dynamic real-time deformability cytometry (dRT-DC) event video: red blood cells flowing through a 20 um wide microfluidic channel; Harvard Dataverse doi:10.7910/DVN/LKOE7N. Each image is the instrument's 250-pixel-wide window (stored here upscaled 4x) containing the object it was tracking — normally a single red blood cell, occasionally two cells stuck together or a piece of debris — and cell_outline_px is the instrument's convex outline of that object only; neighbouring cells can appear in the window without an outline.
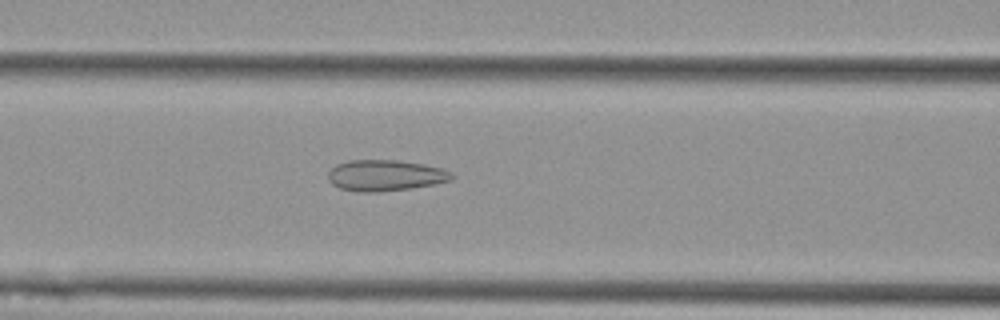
{"species": "Egyptian fruit bat (a non-hibernating species)", "species_latin": "Rousettus aegyptiacus", "temperature_condition": "cold", "stored_images_in_passage": 49, "camera_frame_rate_fps": 3000, "um_per_image_px": 0.085, "animal": {"sex": "female"}, "frame": {"image": 1, "passage_image": 16, "time_ms": 5.0, "image_size_px": [1000, 320], "cell_outline_px": [[456, 176], [452, 180], [436, 184], [412, 188], [376, 192], [360, 192], [340, 188], [332, 184], [328, 180], [328, 172], [336, 164], [348, 160], [396, 160], [424, 164], [444, 168], [452, 172]], "centroid_in_image_um": [32.79, 14.91], "position_along_channel_um": 133.8, "area_um2": 22.66}}
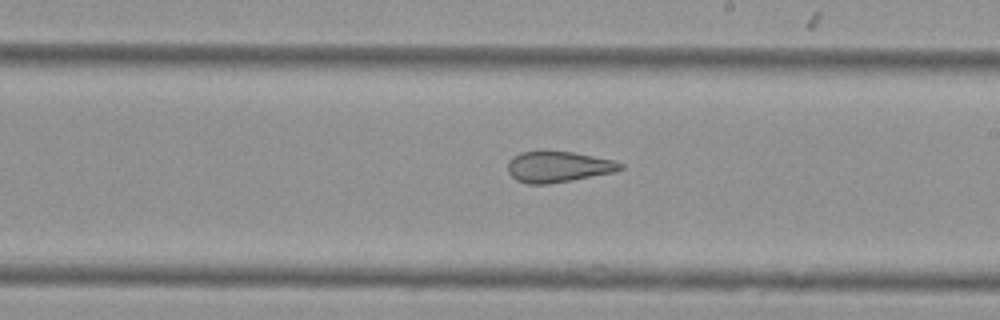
{"frame": {"image": 2, "passage_image": 25, "time_ms": 8.0, "image_size_px": [1000, 320], "cell_outline_px": [[624, 168], [616, 172], [572, 180], [548, 184], [528, 184], [516, 180], [508, 172], [508, 160], [512, 156], [520, 152], [544, 148], [572, 152], [616, 160], [624, 164]], "centroid_in_image_um": [47.44, 14.14], "position_along_channel_um": 241.6, "area_um2": 21.1}}
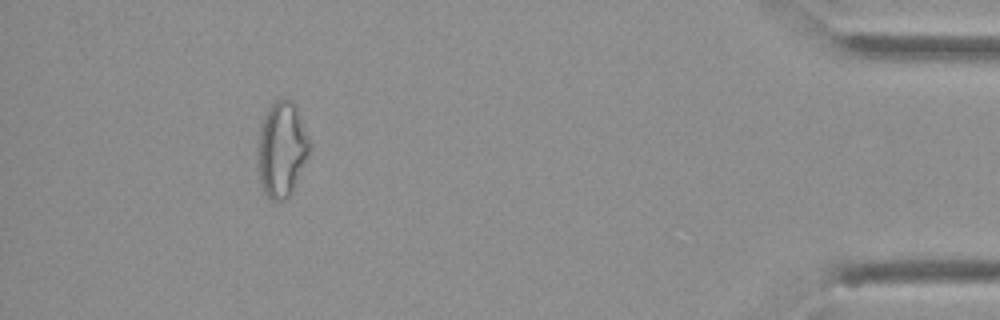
{"frame": {"image": 3, "passage_image": 44, "time_ms": 14.333, "image_size_px": [1000, 320], "cell_outline_px": [[312, 148], [296, 184], [292, 192], [284, 200], [276, 204], [268, 200], [260, 184], [256, 156], [256, 144], [260, 128], [264, 116], [268, 108], [276, 100], [292, 100], [296, 104], [312, 144]], "centroid_in_image_um": [23.94, 12.74], "position_along_channel_um": 411.3, "area_um2": 29.77}, "authors_computed_cell_mechanics": {"area_um2": 24.9696, "velocity_mm_per_s": 3.6074, "shape_relaxation_time_tau1_ms": null, "shape_relaxation_time_tau2_ms": 2.2735, "deformation_change_tau1": null, "deformation_change_tau2": 0.1159}}